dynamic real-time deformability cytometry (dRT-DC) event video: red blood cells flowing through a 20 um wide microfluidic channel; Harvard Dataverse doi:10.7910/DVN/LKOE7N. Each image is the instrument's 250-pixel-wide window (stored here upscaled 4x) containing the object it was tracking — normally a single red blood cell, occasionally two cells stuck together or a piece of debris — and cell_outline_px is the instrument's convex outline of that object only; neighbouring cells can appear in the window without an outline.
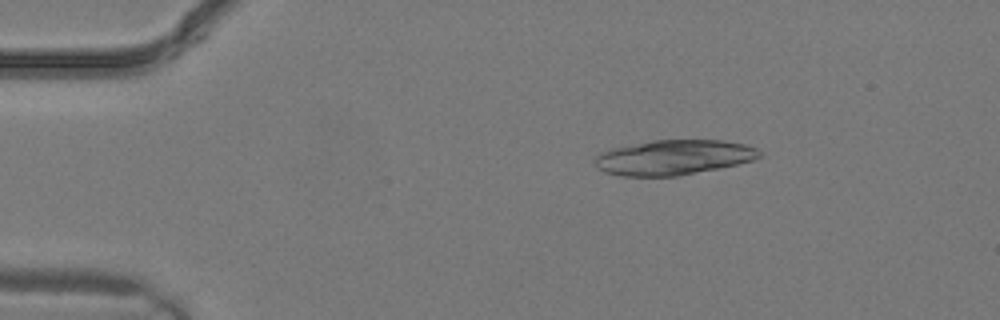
{"species": "common noctule bat (a hibernating species)", "species_latin": "Nyctalus noctula", "temperature_condition": "warm", "stored_images_in_passage": 2, "camera_frame_rate_fps": 3000, "um_per_image_px": 0.085, "animal": {"sex": "male", "body_mass_g": 19.2, "forearm_length_mm": 51.8}, "frame": {"image": 1, "passage_image": 1, "time_ms": 0.0, "image_size_px": [1000, 320], "cell_outline_px": [[764, 156], [752, 160], [720, 168], [676, 176], [624, 176], [604, 172], [596, 168], [592, 160], [600, 152], [612, 148], [652, 140], [724, 140], [744, 144], [756, 148]], "centroid_in_image_um": [57.22, 13.38], "position_along_channel_um": 27.8, "area_um2": 33.7}}